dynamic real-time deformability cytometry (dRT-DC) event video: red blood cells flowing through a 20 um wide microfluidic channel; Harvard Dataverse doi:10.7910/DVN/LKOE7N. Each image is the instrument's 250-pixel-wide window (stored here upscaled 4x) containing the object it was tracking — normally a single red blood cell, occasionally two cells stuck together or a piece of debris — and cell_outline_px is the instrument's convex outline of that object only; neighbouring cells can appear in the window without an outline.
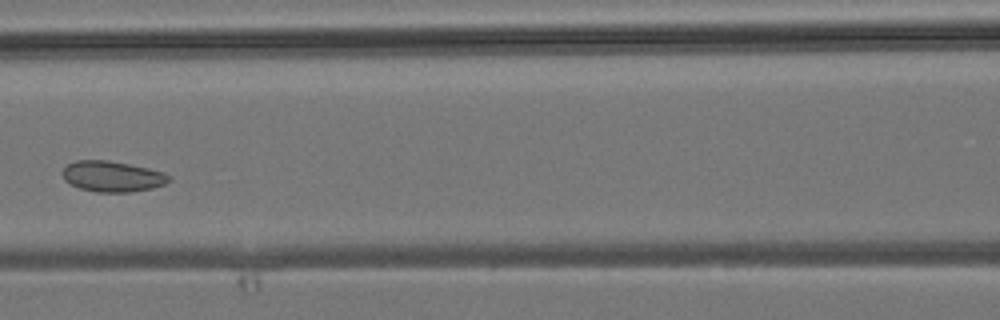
{"species": "common noctule bat (a hibernating species)", "species_latin": "Nyctalus noctula", "temperature_condition": "room temperature", "stored_images_in_passage": 4, "camera_frame_rate_fps": 3000, "um_per_image_px": 0.085, "animal": {"sex": "male", "body_mass_g": 19.2, "forearm_length_mm": 51.8}, "frame": {"image": 1, "passage_image": 3, "time_ms": 2.333, "image_size_px": [1000, 320], "cell_outline_px": [[172, 180], [164, 184], [152, 188], [132, 192], [96, 192], [80, 188], [64, 180], [64, 168], [68, 164], [76, 160], [108, 160], [148, 168], [164, 172], [172, 176]], "centroid_in_image_um": [9.6, 14.99], "position_along_channel_um": 157.0, "area_um2": 19.02}}
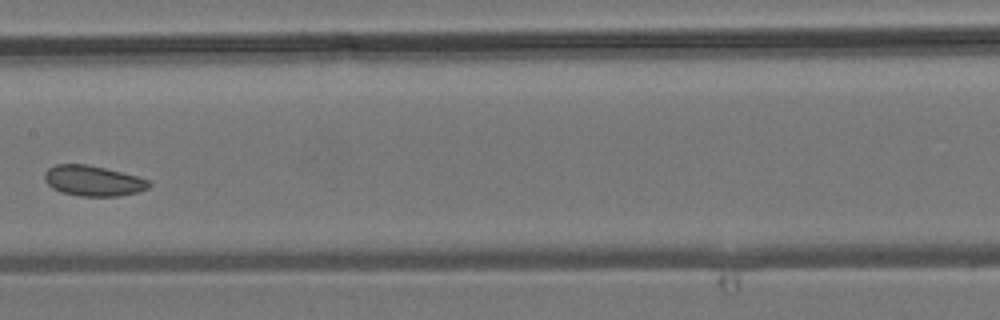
{"frame": {"image": 2, "passage_image": 4, "time_ms": 3.333, "image_size_px": [1000, 320], "cell_outline_px": [[152, 184], [148, 188], [136, 192], [120, 196], [80, 196], [60, 192], [52, 188], [44, 180], [44, 172], [48, 168], [56, 164], [88, 164], [152, 180]], "centroid_in_image_um": [7.9, 15.37], "position_along_channel_um": 199.5, "area_um2": 18.61}}